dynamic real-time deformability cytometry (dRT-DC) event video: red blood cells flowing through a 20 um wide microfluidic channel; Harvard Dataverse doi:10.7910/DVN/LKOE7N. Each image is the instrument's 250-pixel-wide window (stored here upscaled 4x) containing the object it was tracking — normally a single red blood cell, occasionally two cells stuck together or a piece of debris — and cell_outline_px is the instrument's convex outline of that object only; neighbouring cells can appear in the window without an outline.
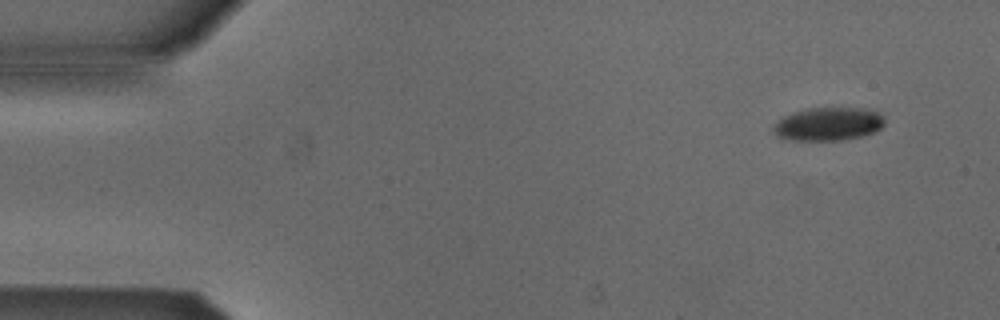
{"species": "Egyptian fruit bat (a non-hibernating species)", "species_latin": "Rousettus aegyptiacus", "temperature_condition": "cold", "stored_images_in_passage": 50, "camera_frame_rate_fps": 3000, "um_per_image_px": 0.085, "animal": {"sex": "male"}, "frame": {"image": 1, "passage_image": 1, "time_ms": 0.0, "image_size_px": [1000, 320], "cell_outline_px": [[884, 124], [876, 132], [860, 136], [840, 140], [792, 140], [776, 136], [772, 128], [776, 120], [792, 112], [808, 108], [864, 108], [880, 112], [884, 116]], "centroid_in_image_um": [70.4, 10.53], "position_along_channel_um": 14.6, "area_um2": 21.73}}
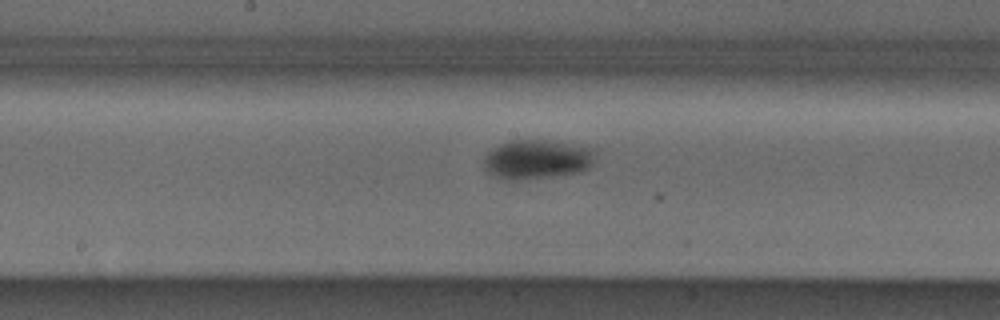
{"frame": {"image": 2, "passage_image": 24, "time_ms": 7.667, "image_size_px": [1000, 320], "cell_outline_px": [[596, 152], [592, 164], [588, 168], [580, 172], [552, 176], [516, 180], [512, 180], [496, 176], [488, 172], [484, 168], [484, 156], [492, 148], [500, 144], [512, 140], [544, 140], [596, 148]], "centroid_in_image_um": [45.66, 13.54], "position_along_channel_um": 202.5, "area_um2": 25.43}}
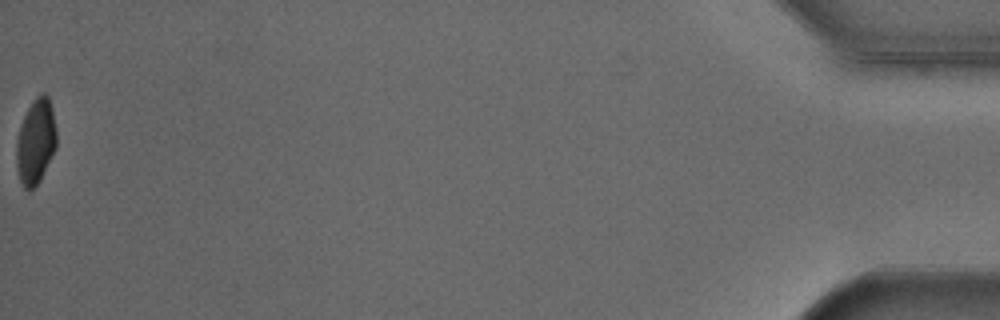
{"frame": {"image": 3, "passage_image": 50, "time_ms": 16.333, "image_size_px": [1000, 320], "cell_outline_px": [[56, 148], [40, 180], [28, 192], [24, 188], [20, 180], [16, 168], [16, 140], [20, 124], [28, 108], [36, 96], [40, 92], [44, 92], [48, 96], [52, 108], [56, 128]], "centroid_in_image_um": [3.03, 12.02], "position_along_channel_um": 432.2, "area_um2": 20.06}, "authors_computed_cell_mechanics": {"area_um2": 23.5535, "velocity_mm_per_s": 3.8751, "shape_relaxation_time_tau1_ms": 4.042, "shape_relaxation_time_tau2_ms": null, "deformation_change_tau1": 0.1287, "deformation_change_tau2": null}}